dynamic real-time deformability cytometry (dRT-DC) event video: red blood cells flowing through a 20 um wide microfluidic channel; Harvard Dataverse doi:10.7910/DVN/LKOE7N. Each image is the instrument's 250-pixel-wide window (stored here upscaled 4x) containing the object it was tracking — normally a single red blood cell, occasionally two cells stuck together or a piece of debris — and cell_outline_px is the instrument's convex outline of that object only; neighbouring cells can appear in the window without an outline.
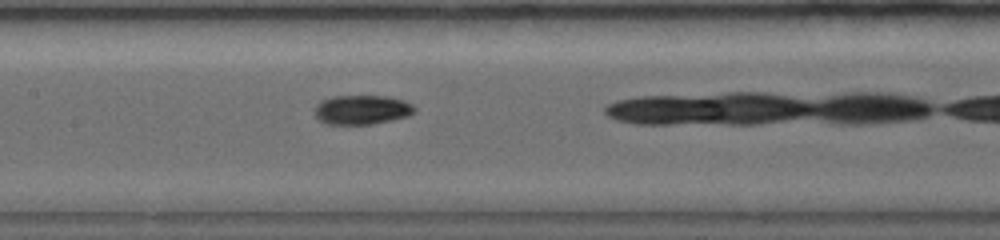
{"species": "common noctule bat (a hibernating species)", "species_latin": "Nyctalus noctula", "temperature_condition": "warm", "stored_images_in_passage": 23, "camera_frame_rate_fps": 5000, "um_per_image_px": 0.085, "animal": {"sex": "female", "body_mass_g": 19.0, "forearm_length_mm": 56.7}, "frame": {"image": 1, "passage_image": 7, "time_ms": 3.2, "image_size_px": [1000, 240], "cell_outline_px": [[416, 112], [408, 116], [392, 120], [372, 124], [328, 124], [320, 120], [316, 116], [316, 104], [320, 100], [332, 96], [388, 96], [404, 100], [412, 104], [416, 108]], "centroid_in_image_um": [30.79, 9.32], "position_along_channel_um": 176.6, "area_um2": 17.17}}
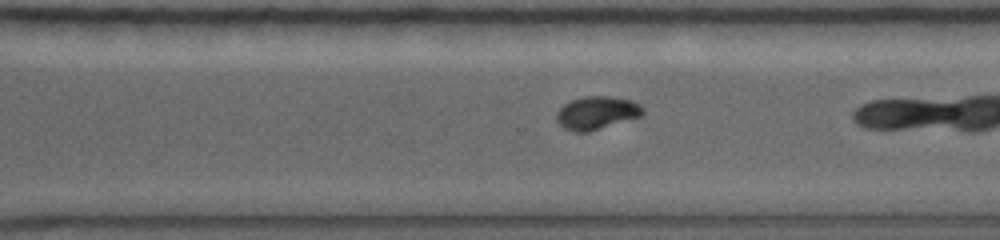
{"frame": {"image": 2, "passage_image": 17, "time_ms": 6.8, "image_size_px": [1000, 240], "cell_outline_px": [[644, 112], [640, 116], [588, 132], [576, 132], [564, 128], [556, 120], [556, 112], [564, 104], [572, 100], [584, 96], [612, 96], [632, 100], [640, 104], [644, 108]], "centroid_in_image_um": [50.72, 9.58], "position_along_channel_um": 319.9, "area_um2": 16.59}}
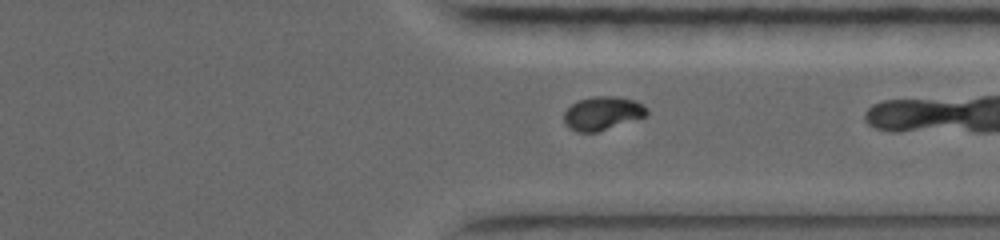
{"frame": {"image": 3, "passage_image": 20, "time_ms": 7.8, "image_size_px": [1000, 240], "cell_outline_px": [[648, 112], [644, 116], [596, 132], [576, 132], [568, 128], [564, 124], [564, 112], [572, 104], [580, 100], [592, 96], [616, 96], [636, 100], [644, 104], [648, 108]], "centroid_in_image_um": [51.19, 9.61], "position_along_channel_um": 360.2, "area_um2": 16.13}, "authors_computed_cell_mechanics": {"area_um2": 16.8776, "velocity_mm_per_s": 3.9851, "shape_relaxation_time_tau1_ms": 11.127, "shape_relaxation_time_tau2_ms": 1.5749, "deformation_change_tau1": 0.3142, "deformation_change_tau2": 0.0381}}